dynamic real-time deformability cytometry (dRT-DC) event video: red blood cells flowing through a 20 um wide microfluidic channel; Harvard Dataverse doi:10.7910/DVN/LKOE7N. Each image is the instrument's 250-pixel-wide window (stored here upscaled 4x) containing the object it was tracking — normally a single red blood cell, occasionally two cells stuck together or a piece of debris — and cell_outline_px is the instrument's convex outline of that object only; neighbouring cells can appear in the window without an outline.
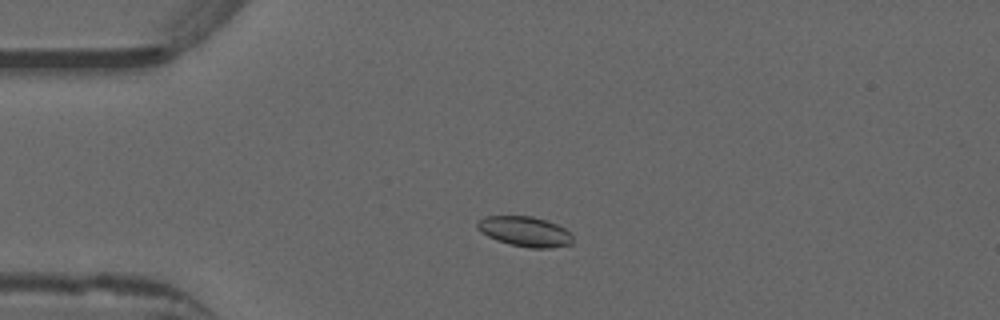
{"species": "common noctule bat (a hibernating species)", "species_latin": "Nyctalus noctula", "temperature_condition": "warm", "stored_images_in_passage": 50, "camera_frame_rate_fps": 3000, "um_per_image_px": 0.085, "animal": {"sex": "male", "forearm_length_mm": 52.5}, "frame": {"image": 1, "passage_image": 10, "time_ms": 3.0, "image_size_px": [1000, 320], "cell_outline_px": [[572, 244], [548, 248], [532, 248], [512, 244], [496, 240], [480, 232], [476, 228], [476, 224], [484, 216], [532, 216], [548, 220], [564, 228], [572, 236]], "centroid_in_image_um": [44.6, 19.66], "position_along_channel_um": 40.4, "area_um2": 16.65}}
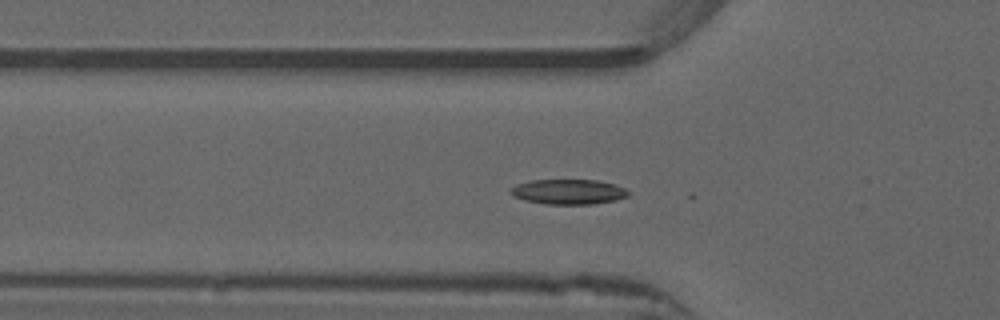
{"frame": {"image": 2, "passage_image": 15, "time_ms": 4.667, "image_size_px": [1000, 320], "cell_outline_px": [[628, 196], [616, 200], [596, 204], [544, 204], [524, 200], [512, 196], [508, 192], [508, 188], [516, 184], [528, 180], [596, 180], [616, 184], [624, 188], [628, 192]], "centroid_in_image_um": [48.25, 16.3], "position_along_channel_um": 77.5, "area_um2": 17.46}}
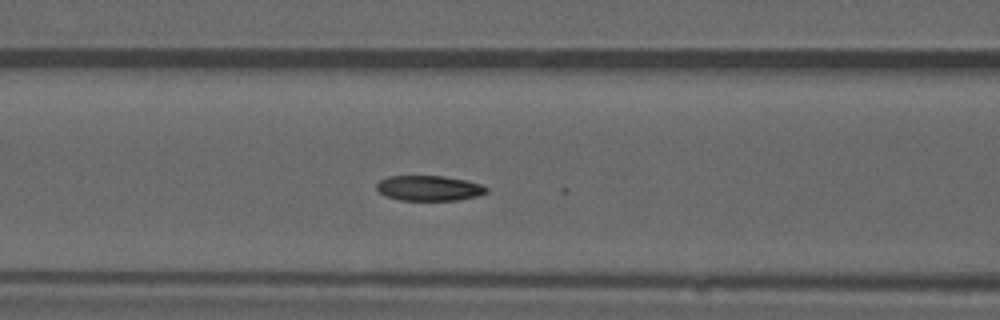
{"frame": {"image": 3, "passage_image": 19, "time_ms": 6.0, "image_size_px": [1000, 320], "cell_outline_px": [[488, 192], [476, 196], [460, 200], [400, 200], [384, 196], [376, 188], [376, 184], [380, 180], [388, 176], [444, 176], [468, 180], [480, 184], [488, 188]], "centroid_in_image_um": [36.47, 15.99], "position_along_channel_um": 130.1, "area_um2": 16.24}, "authors_computed_cell_mechanics": {"area_um2": 16.7331, "velocity_mm_per_s": 3.9185, "shape_relaxation_time_tau1_ms": 4.6455, "shape_relaxation_time_tau2_ms": 2.9248, "deformation_change_tau1": 0.0858, "deformation_change_tau2": 0.097}}